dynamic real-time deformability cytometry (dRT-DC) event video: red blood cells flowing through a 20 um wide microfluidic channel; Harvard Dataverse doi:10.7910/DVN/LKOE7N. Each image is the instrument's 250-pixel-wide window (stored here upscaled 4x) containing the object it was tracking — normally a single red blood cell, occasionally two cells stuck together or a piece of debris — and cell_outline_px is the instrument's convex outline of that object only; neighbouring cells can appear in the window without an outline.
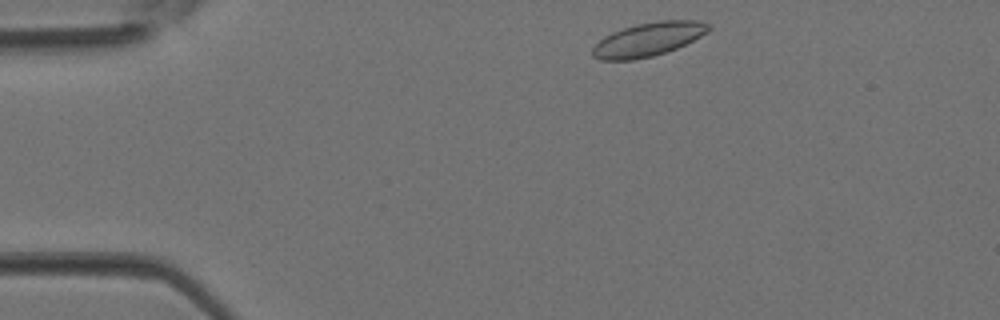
{"species": "Egyptian fruit bat (a non-hibernating species)", "species_latin": "Rousettus aegyptiacus", "temperature_condition": "room temperature", "stored_images_in_passage": 2, "camera_frame_rate_fps": 3000, "um_per_image_px": 0.085, "animal": {"sex": "female"}, "frame": {"image": 1, "passage_image": 1, "time_ms": 0.0, "image_size_px": [1000, 320], "cell_outline_px": [[712, 28], [708, 32], [676, 48], [652, 56], [632, 60], [600, 60], [592, 56], [592, 48], [604, 36], [612, 32], [636, 24], [660, 20], [700, 20], [712, 24]], "centroid_in_image_um": [55.12, 3.33], "position_along_channel_um": 29.9, "area_um2": 22.77}}